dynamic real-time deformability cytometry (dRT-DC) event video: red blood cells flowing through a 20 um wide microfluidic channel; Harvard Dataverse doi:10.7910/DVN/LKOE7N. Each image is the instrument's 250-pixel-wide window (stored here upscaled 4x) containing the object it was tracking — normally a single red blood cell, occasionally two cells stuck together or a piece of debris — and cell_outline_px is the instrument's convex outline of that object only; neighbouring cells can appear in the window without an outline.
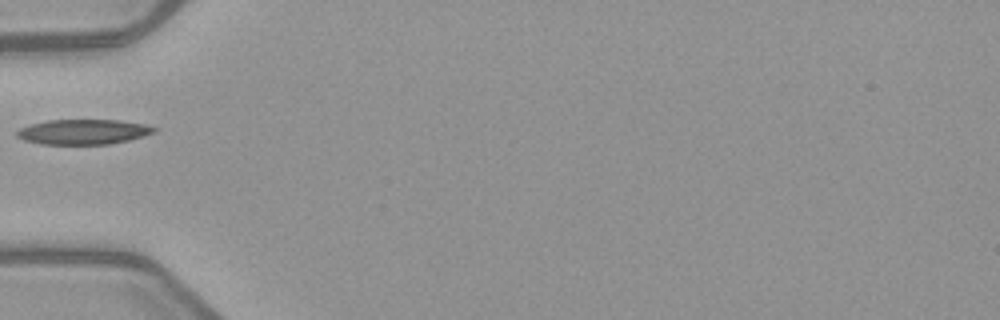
{"species": "common noctule bat (a hibernating species)", "species_latin": "Nyctalus noctula", "temperature_condition": "warm", "stored_images_in_passage": 1, "camera_frame_rate_fps": 3000, "um_per_image_px": 0.085, "animal": {"sex": "female", "body_mass_g": 21.9}, "frame": {"image": 1, "passage_image": 1, "time_ms": 0.0, "image_size_px": [1000, 320], "cell_outline_px": [[156, 132], [144, 136], [128, 140], [108, 144], [40, 144], [24, 140], [16, 136], [16, 132], [20, 128], [28, 124], [48, 120], [120, 120], [144, 124], [156, 128]], "centroid_in_image_um": [7.06, 11.2], "position_along_channel_um": 77.9, "area_um2": 20.06}}